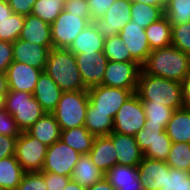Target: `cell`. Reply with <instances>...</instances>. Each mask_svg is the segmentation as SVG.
I'll list each match as a JSON object with an SVG mask.
<instances>
[{
    "instance_id": "cell-1",
    "label": "cell",
    "mask_w": 190,
    "mask_h": 190,
    "mask_svg": "<svg viewBox=\"0 0 190 190\" xmlns=\"http://www.w3.org/2000/svg\"><path fill=\"white\" fill-rule=\"evenodd\" d=\"M141 68L149 75L181 83L190 74V55L171 45L151 51Z\"/></svg>"
},
{
    "instance_id": "cell-2",
    "label": "cell",
    "mask_w": 190,
    "mask_h": 190,
    "mask_svg": "<svg viewBox=\"0 0 190 190\" xmlns=\"http://www.w3.org/2000/svg\"><path fill=\"white\" fill-rule=\"evenodd\" d=\"M136 94L141 101H154V103H161L173 110L183 108L180 82L149 75L142 69L138 78Z\"/></svg>"
},
{
    "instance_id": "cell-3",
    "label": "cell",
    "mask_w": 190,
    "mask_h": 190,
    "mask_svg": "<svg viewBox=\"0 0 190 190\" xmlns=\"http://www.w3.org/2000/svg\"><path fill=\"white\" fill-rule=\"evenodd\" d=\"M63 92L87 90L79 72L75 55L66 48H52L44 70Z\"/></svg>"
},
{
    "instance_id": "cell-4",
    "label": "cell",
    "mask_w": 190,
    "mask_h": 190,
    "mask_svg": "<svg viewBox=\"0 0 190 190\" xmlns=\"http://www.w3.org/2000/svg\"><path fill=\"white\" fill-rule=\"evenodd\" d=\"M88 103L87 90L62 92L58 105L52 112L61 130L84 126Z\"/></svg>"
},
{
    "instance_id": "cell-5",
    "label": "cell",
    "mask_w": 190,
    "mask_h": 190,
    "mask_svg": "<svg viewBox=\"0 0 190 190\" xmlns=\"http://www.w3.org/2000/svg\"><path fill=\"white\" fill-rule=\"evenodd\" d=\"M4 109L12 115L21 132L27 131L46 112L32 93L8 90Z\"/></svg>"
},
{
    "instance_id": "cell-6",
    "label": "cell",
    "mask_w": 190,
    "mask_h": 190,
    "mask_svg": "<svg viewBox=\"0 0 190 190\" xmlns=\"http://www.w3.org/2000/svg\"><path fill=\"white\" fill-rule=\"evenodd\" d=\"M137 89H123L98 85L87 89L89 105L95 111L109 113L114 119L117 111Z\"/></svg>"
},
{
    "instance_id": "cell-7",
    "label": "cell",
    "mask_w": 190,
    "mask_h": 190,
    "mask_svg": "<svg viewBox=\"0 0 190 190\" xmlns=\"http://www.w3.org/2000/svg\"><path fill=\"white\" fill-rule=\"evenodd\" d=\"M113 121L114 132L129 136H135L144 127L145 111L142 101L136 93H133L120 107Z\"/></svg>"
},
{
    "instance_id": "cell-8",
    "label": "cell",
    "mask_w": 190,
    "mask_h": 190,
    "mask_svg": "<svg viewBox=\"0 0 190 190\" xmlns=\"http://www.w3.org/2000/svg\"><path fill=\"white\" fill-rule=\"evenodd\" d=\"M48 146L27 131L22 132L16 142V159L25 172L42 171Z\"/></svg>"
},
{
    "instance_id": "cell-9",
    "label": "cell",
    "mask_w": 190,
    "mask_h": 190,
    "mask_svg": "<svg viewBox=\"0 0 190 190\" xmlns=\"http://www.w3.org/2000/svg\"><path fill=\"white\" fill-rule=\"evenodd\" d=\"M91 22L63 10L50 25L53 48L68 49L76 36Z\"/></svg>"
},
{
    "instance_id": "cell-10",
    "label": "cell",
    "mask_w": 190,
    "mask_h": 190,
    "mask_svg": "<svg viewBox=\"0 0 190 190\" xmlns=\"http://www.w3.org/2000/svg\"><path fill=\"white\" fill-rule=\"evenodd\" d=\"M80 156V153L59 139L48 147L42 172H52L71 177L73 168Z\"/></svg>"
},
{
    "instance_id": "cell-11",
    "label": "cell",
    "mask_w": 190,
    "mask_h": 190,
    "mask_svg": "<svg viewBox=\"0 0 190 190\" xmlns=\"http://www.w3.org/2000/svg\"><path fill=\"white\" fill-rule=\"evenodd\" d=\"M131 1L115 0L101 18L91 23L104 38L117 35L131 20Z\"/></svg>"
},
{
    "instance_id": "cell-12",
    "label": "cell",
    "mask_w": 190,
    "mask_h": 190,
    "mask_svg": "<svg viewBox=\"0 0 190 190\" xmlns=\"http://www.w3.org/2000/svg\"><path fill=\"white\" fill-rule=\"evenodd\" d=\"M141 69L137 62L108 61L101 85L137 89Z\"/></svg>"
},
{
    "instance_id": "cell-13",
    "label": "cell",
    "mask_w": 190,
    "mask_h": 190,
    "mask_svg": "<svg viewBox=\"0 0 190 190\" xmlns=\"http://www.w3.org/2000/svg\"><path fill=\"white\" fill-rule=\"evenodd\" d=\"M75 58L84 86L89 89L101 85L108 62L104 53L83 52L76 54Z\"/></svg>"
},
{
    "instance_id": "cell-14",
    "label": "cell",
    "mask_w": 190,
    "mask_h": 190,
    "mask_svg": "<svg viewBox=\"0 0 190 190\" xmlns=\"http://www.w3.org/2000/svg\"><path fill=\"white\" fill-rule=\"evenodd\" d=\"M118 35L129 49L131 57L142 66L151 53L145 29L130 20Z\"/></svg>"
},
{
    "instance_id": "cell-15",
    "label": "cell",
    "mask_w": 190,
    "mask_h": 190,
    "mask_svg": "<svg viewBox=\"0 0 190 190\" xmlns=\"http://www.w3.org/2000/svg\"><path fill=\"white\" fill-rule=\"evenodd\" d=\"M44 70L13 61L6 72L9 90L32 93L39 76Z\"/></svg>"
},
{
    "instance_id": "cell-16",
    "label": "cell",
    "mask_w": 190,
    "mask_h": 190,
    "mask_svg": "<svg viewBox=\"0 0 190 190\" xmlns=\"http://www.w3.org/2000/svg\"><path fill=\"white\" fill-rule=\"evenodd\" d=\"M12 47L13 61L45 70L48 55L52 48H47L37 43L27 42L20 38L12 43Z\"/></svg>"
},
{
    "instance_id": "cell-17",
    "label": "cell",
    "mask_w": 190,
    "mask_h": 190,
    "mask_svg": "<svg viewBox=\"0 0 190 190\" xmlns=\"http://www.w3.org/2000/svg\"><path fill=\"white\" fill-rule=\"evenodd\" d=\"M108 137L112 140L117 153L118 165L137 167L143 159L135 137L117 132H111Z\"/></svg>"
},
{
    "instance_id": "cell-18",
    "label": "cell",
    "mask_w": 190,
    "mask_h": 190,
    "mask_svg": "<svg viewBox=\"0 0 190 190\" xmlns=\"http://www.w3.org/2000/svg\"><path fill=\"white\" fill-rule=\"evenodd\" d=\"M169 170L170 166L165 161L145 157L137 166L139 180L148 190H160L165 180V173Z\"/></svg>"
},
{
    "instance_id": "cell-19",
    "label": "cell",
    "mask_w": 190,
    "mask_h": 190,
    "mask_svg": "<svg viewBox=\"0 0 190 190\" xmlns=\"http://www.w3.org/2000/svg\"><path fill=\"white\" fill-rule=\"evenodd\" d=\"M19 38L47 48H53L50 24L32 14L25 16Z\"/></svg>"
},
{
    "instance_id": "cell-20",
    "label": "cell",
    "mask_w": 190,
    "mask_h": 190,
    "mask_svg": "<svg viewBox=\"0 0 190 190\" xmlns=\"http://www.w3.org/2000/svg\"><path fill=\"white\" fill-rule=\"evenodd\" d=\"M61 88L43 71L36 83L33 97L40 103L46 113H52L62 94Z\"/></svg>"
},
{
    "instance_id": "cell-21",
    "label": "cell",
    "mask_w": 190,
    "mask_h": 190,
    "mask_svg": "<svg viewBox=\"0 0 190 190\" xmlns=\"http://www.w3.org/2000/svg\"><path fill=\"white\" fill-rule=\"evenodd\" d=\"M92 162L104 174L117 165V153L114 144L108 136H95L92 148L88 153Z\"/></svg>"
},
{
    "instance_id": "cell-22",
    "label": "cell",
    "mask_w": 190,
    "mask_h": 190,
    "mask_svg": "<svg viewBox=\"0 0 190 190\" xmlns=\"http://www.w3.org/2000/svg\"><path fill=\"white\" fill-rule=\"evenodd\" d=\"M105 177L116 190H142L144 188L139 180L137 167L117 164L105 174Z\"/></svg>"
},
{
    "instance_id": "cell-23",
    "label": "cell",
    "mask_w": 190,
    "mask_h": 190,
    "mask_svg": "<svg viewBox=\"0 0 190 190\" xmlns=\"http://www.w3.org/2000/svg\"><path fill=\"white\" fill-rule=\"evenodd\" d=\"M27 132L48 147L58 141L61 136V128L52 113H45Z\"/></svg>"
},
{
    "instance_id": "cell-24",
    "label": "cell",
    "mask_w": 190,
    "mask_h": 190,
    "mask_svg": "<svg viewBox=\"0 0 190 190\" xmlns=\"http://www.w3.org/2000/svg\"><path fill=\"white\" fill-rule=\"evenodd\" d=\"M105 38L96 31L91 23L83 29L68 48L74 55L87 52H103Z\"/></svg>"
},
{
    "instance_id": "cell-25",
    "label": "cell",
    "mask_w": 190,
    "mask_h": 190,
    "mask_svg": "<svg viewBox=\"0 0 190 190\" xmlns=\"http://www.w3.org/2000/svg\"><path fill=\"white\" fill-rule=\"evenodd\" d=\"M105 177V174L92 162L89 154L80 156L73 168L71 179L83 187H91Z\"/></svg>"
},
{
    "instance_id": "cell-26",
    "label": "cell",
    "mask_w": 190,
    "mask_h": 190,
    "mask_svg": "<svg viewBox=\"0 0 190 190\" xmlns=\"http://www.w3.org/2000/svg\"><path fill=\"white\" fill-rule=\"evenodd\" d=\"M165 130L172 142L190 143V110H174Z\"/></svg>"
},
{
    "instance_id": "cell-27",
    "label": "cell",
    "mask_w": 190,
    "mask_h": 190,
    "mask_svg": "<svg viewBox=\"0 0 190 190\" xmlns=\"http://www.w3.org/2000/svg\"><path fill=\"white\" fill-rule=\"evenodd\" d=\"M171 30L172 25L165 15L145 28L151 51L171 46Z\"/></svg>"
},
{
    "instance_id": "cell-28",
    "label": "cell",
    "mask_w": 190,
    "mask_h": 190,
    "mask_svg": "<svg viewBox=\"0 0 190 190\" xmlns=\"http://www.w3.org/2000/svg\"><path fill=\"white\" fill-rule=\"evenodd\" d=\"M95 136L85 126L61 130L60 140L76 150L81 155L88 154L92 148Z\"/></svg>"
},
{
    "instance_id": "cell-29",
    "label": "cell",
    "mask_w": 190,
    "mask_h": 190,
    "mask_svg": "<svg viewBox=\"0 0 190 190\" xmlns=\"http://www.w3.org/2000/svg\"><path fill=\"white\" fill-rule=\"evenodd\" d=\"M25 171L16 156L0 160V190H16Z\"/></svg>"
},
{
    "instance_id": "cell-30",
    "label": "cell",
    "mask_w": 190,
    "mask_h": 190,
    "mask_svg": "<svg viewBox=\"0 0 190 190\" xmlns=\"http://www.w3.org/2000/svg\"><path fill=\"white\" fill-rule=\"evenodd\" d=\"M84 126L94 136H108L113 132L114 121L109 113L95 111L88 104Z\"/></svg>"
},
{
    "instance_id": "cell-31",
    "label": "cell",
    "mask_w": 190,
    "mask_h": 190,
    "mask_svg": "<svg viewBox=\"0 0 190 190\" xmlns=\"http://www.w3.org/2000/svg\"><path fill=\"white\" fill-rule=\"evenodd\" d=\"M164 8L165 6H151L141 2H131V20L145 29L164 16Z\"/></svg>"
},
{
    "instance_id": "cell-32",
    "label": "cell",
    "mask_w": 190,
    "mask_h": 190,
    "mask_svg": "<svg viewBox=\"0 0 190 190\" xmlns=\"http://www.w3.org/2000/svg\"><path fill=\"white\" fill-rule=\"evenodd\" d=\"M142 104L146 116L144 125L163 126L166 129L174 110L154 101H142Z\"/></svg>"
},
{
    "instance_id": "cell-33",
    "label": "cell",
    "mask_w": 190,
    "mask_h": 190,
    "mask_svg": "<svg viewBox=\"0 0 190 190\" xmlns=\"http://www.w3.org/2000/svg\"><path fill=\"white\" fill-rule=\"evenodd\" d=\"M103 53L108 61L136 62L118 34L105 38Z\"/></svg>"
},
{
    "instance_id": "cell-34",
    "label": "cell",
    "mask_w": 190,
    "mask_h": 190,
    "mask_svg": "<svg viewBox=\"0 0 190 190\" xmlns=\"http://www.w3.org/2000/svg\"><path fill=\"white\" fill-rule=\"evenodd\" d=\"M164 15L171 25L190 22V0H166Z\"/></svg>"
},
{
    "instance_id": "cell-35",
    "label": "cell",
    "mask_w": 190,
    "mask_h": 190,
    "mask_svg": "<svg viewBox=\"0 0 190 190\" xmlns=\"http://www.w3.org/2000/svg\"><path fill=\"white\" fill-rule=\"evenodd\" d=\"M170 167L190 172V143L172 142L167 160Z\"/></svg>"
},
{
    "instance_id": "cell-36",
    "label": "cell",
    "mask_w": 190,
    "mask_h": 190,
    "mask_svg": "<svg viewBox=\"0 0 190 190\" xmlns=\"http://www.w3.org/2000/svg\"><path fill=\"white\" fill-rule=\"evenodd\" d=\"M63 10L64 4L61 1L37 0L31 14L51 25Z\"/></svg>"
},
{
    "instance_id": "cell-37",
    "label": "cell",
    "mask_w": 190,
    "mask_h": 190,
    "mask_svg": "<svg viewBox=\"0 0 190 190\" xmlns=\"http://www.w3.org/2000/svg\"><path fill=\"white\" fill-rule=\"evenodd\" d=\"M24 15L12 13L10 17L0 21V40L14 43L19 39L24 24Z\"/></svg>"
},
{
    "instance_id": "cell-38",
    "label": "cell",
    "mask_w": 190,
    "mask_h": 190,
    "mask_svg": "<svg viewBox=\"0 0 190 190\" xmlns=\"http://www.w3.org/2000/svg\"><path fill=\"white\" fill-rule=\"evenodd\" d=\"M135 140L142 152L157 139L169 138L163 126L144 125V127L135 134Z\"/></svg>"
},
{
    "instance_id": "cell-39",
    "label": "cell",
    "mask_w": 190,
    "mask_h": 190,
    "mask_svg": "<svg viewBox=\"0 0 190 190\" xmlns=\"http://www.w3.org/2000/svg\"><path fill=\"white\" fill-rule=\"evenodd\" d=\"M160 190H190V172L170 167Z\"/></svg>"
},
{
    "instance_id": "cell-40",
    "label": "cell",
    "mask_w": 190,
    "mask_h": 190,
    "mask_svg": "<svg viewBox=\"0 0 190 190\" xmlns=\"http://www.w3.org/2000/svg\"><path fill=\"white\" fill-rule=\"evenodd\" d=\"M171 45L190 55V22L172 25Z\"/></svg>"
},
{
    "instance_id": "cell-41",
    "label": "cell",
    "mask_w": 190,
    "mask_h": 190,
    "mask_svg": "<svg viewBox=\"0 0 190 190\" xmlns=\"http://www.w3.org/2000/svg\"><path fill=\"white\" fill-rule=\"evenodd\" d=\"M172 141L170 138L157 139L143 152V157L166 161L171 149Z\"/></svg>"
},
{
    "instance_id": "cell-42",
    "label": "cell",
    "mask_w": 190,
    "mask_h": 190,
    "mask_svg": "<svg viewBox=\"0 0 190 190\" xmlns=\"http://www.w3.org/2000/svg\"><path fill=\"white\" fill-rule=\"evenodd\" d=\"M16 190H47L44 172H25Z\"/></svg>"
},
{
    "instance_id": "cell-43",
    "label": "cell",
    "mask_w": 190,
    "mask_h": 190,
    "mask_svg": "<svg viewBox=\"0 0 190 190\" xmlns=\"http://www.w3.org/2000/svg\"><path fill=\"white\" fill-rule=\"evenodd\" d=\"M21 133L12 115L5 109L0 110V135L18 137Z\"/></svg>"
},
{
    "instance_id": "cell-44",
    "label": "cell",
    "mask_w": 190,
    "mask_h": 190,
    "mask_svg": "<svg viewBox=\"0 0 190 190\" xmlns=\"http://www.w3.org/2000/svg\"><path fill=\"white\" fill-rule=\"evenodd\" d=\"M64 10L79 17L92 21L87 0H68L64 4Z\"/></svg>"
},
{
    "instance_id": "cell-45",
    "label": "cell",
    "mask_w": 190,
    "mask_h": 190,
    "mask_svg": "<svg viewBox=\"0 0 190 190\" xmlns=\"http://www.w3.org/2000/svg\"><path fill=\"white\" fill-rule=\"evenodd\" d=\"M44 179L47 190H63L71 180V177L55 174L52 172H44Z\"/></svg>"
},
{
    "instance_id": "cell-46",
    "label": "cell",
    "mask_w": 190,
    "mask_h": 190,
    "mask_svg": "<svg viewBox=\"0 0 190 190\" xmlns=\"http://www.w3.org/2000/svg\"><path fill=\"white\" fill-rule=\"evenodd\" d=\"M13 62L12 43L0 40V72L6 73Z\"/></svg>"
},
{
    "instance_id": "cell-47",
    "label": "cell",
    "mask_w": 190,
    "mask_h": 190,
    "mask_svg": "<svg viewBox=\"0 0 190 190\" xmlns=\"http://www.w3.org/2000/svg\"><path fill=\"white\" fill-rule=\"evenodd\" d=\"M91 19L101 18L115 0H87Z\"/></svg>"
},
{
    "instance_id": "cell-48",
    "label": "cell",
    "mask_w": 190,
    "mask_h": 190,
    "mask_svg": "<svg viewBox=\"0 0 190 190\" xmlns=\"http://www.w3.org/2000/svg\"><path fill=\"white\" fill-rule=\"evenodd\" d=\"M17 138L0 135V160L15 155Z\"/></svg>"
},
{
    "instance_id": "cell-49",
    "label": "cell",
    "mask_w": 190,
    "mask_h": 190,
    "mask_svg": "<svg viewBox=\"0 0 190 190\" xmlns=\"http://www.w3.org/2000/svg\"><path fill=\"white\" fill-rule=\"evenodd\" d=\"M36 1L37 0H11L9 6L14 13L26 16L31 14Z\"/></svg>"
},
{
    "instance_id": "cell-50",
    "label": "cell",
    "mask_w": 190,
    "mask_h": 190,
    "mask_svg": "<svg viewBox=\"0 0 190 190\" xmlns=\"http://www.w3.org/2000/svg\"><path fill=\"white\" fill-rule=\"evenodd\" d=\"M183 108L190 110V74L181 82Z\"/></svg>"
},
{
    "instance_id": "cell-51",
    "label": "cell",
    "mask_w": 190,
    "mask_h": 190,
    "mask_svg": "<svg viewBox=\"0 0 190 190\" xmlns=\"http://www.w3.org/2000/svg\"><path fill=\"white\" fill-rule=\"evenodd\" d=\"M87 190H116L110 182L104 177L99 182H96L91 187H88Z\"/></svg>"
},
{
    "instance_id": "cell-52",
    "label": "cell",
    "mask_w": 190,
    "mask_h": 190,
    "mask_svg": "<svg viewBox=\"0 0 190 190\" xmlns=\"http://www.w3.org/2000/svg\"><path fill=\"white\" fill-rule=\"evenodd\" d=\"M12 13L13 11L9 6V3H5L0 0V21L6 19L7 17H10Z\"/></svg>"
},
{
    "instance_id": "cell-53",
    "label": "cell",
    "mask_w": 190,
    "mask_h": 190,
    "mask_svg": "<svg viewBox=\"0 0 190 190\" xmlns=\"http://www.w3.org/2000/svg\"><path fill=\"white\" fill-rule=\"evenodd\" d=\"M8 82L6 73L0 72V96H5L8 92Z\"/></svg>"
},
{
    "instance_id": "cell-54",
    "label": "cell",
    "mask_w": 190,
    "mask_h": 190,
    "mask_svg": "<svg viewBox=\"0 0 190 190\" xmlns=\"http://www.w3.org/2000/svg\"><path fill=\"white\" fill-rule=\"evenodd\" d=\"M131 2H141L151 6H165L166 0H130Z\"/></svg>"
},
{
    "instance_id": "cell-55",
    "label": "cell",
    "mask_w": 190,
    "mask_h": 190,
    "mask_svg": "<svg viewBox=\"0 0 190 190\" xmlns=\"http://www.w3.org/2000/svg\"><path fill=\"white\" fill-rule=\"evenodd\" d=\"M63 190H87V188L81 186L80 184L76 183L73 179H71Z\"/></svg>"
},
{
    "instance_id": "cell-56",
    "label": "cell",
    "mask_w": 190,
    "mask_h": 190,
    "mask_svg": "<svg viewBox=\"0 0 190 190\" xmlns=\"http://www.w3.org/2000/svg\"><path fill=\"white\" fill-rule=\"evenodd\" d=\"M5 96H0V110L4 109Z\"/></svg>"
},
{
    "instance_id": "cell-57",
    "label": "cell",
    "mask_w": 190,
    "mask_h": 190,
    "mask_svg": "<svg viewBox=\"0 0 190 190\" xmlns=\"http://www.w3.org/2000/svg\"><path fill=\"white\" fill-rule=\"evenodd\" d=\"M56 1H61L63 4H65L68 0H56Z\"/></svg>"
},
{
    "instance_id": "cell-58",
    "label": "cell",
    "mask_w": 190,
    "mask_h": 190,
    "mask_svg": "<svg viewBox=\"0 0 190 190\" xmlns=\"http://www.w3.org/2000/svg\"><path fill=\"white\" fill-rule=\"evenodd\" d=\"M5 3H9L11 0H2Z\"/></svg>"
}]
</instances>
